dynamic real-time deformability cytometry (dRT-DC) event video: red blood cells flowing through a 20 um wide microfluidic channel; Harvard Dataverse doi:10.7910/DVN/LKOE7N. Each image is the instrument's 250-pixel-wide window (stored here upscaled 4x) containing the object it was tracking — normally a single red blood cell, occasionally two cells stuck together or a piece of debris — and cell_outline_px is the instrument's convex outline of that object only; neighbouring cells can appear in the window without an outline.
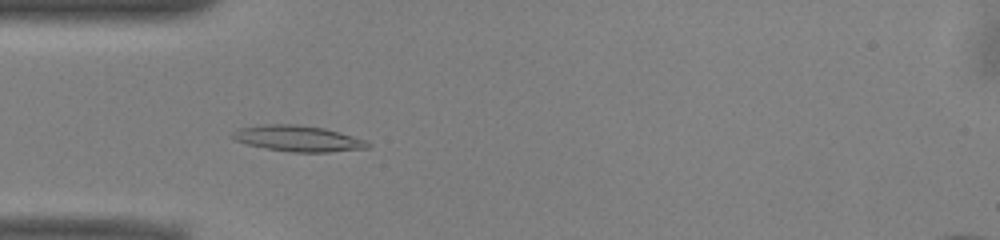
{"species": "common noctule bat (a hibernating species)", "species_latin": "Nyctalus noctula", "temperature_condition": "warm", "stored_images_in_passage": 50, "camera_frame_rate_fps": 3000, "um_per_image_px": 0.085, "animal": {"sex": "male", "body_mass_g": 13.0, "forearm_length_mm": 53.1}, "frame": {"image": 1, "passage_image": 14, "time_ms": 4.333, "image_size_px": [1000, 240], "cell_outline_px": [[372, 144], [368, 148], [328, 152], [292, 152], [264, 148], [232, 140], [228, 136], [236, 128], [260, 124], [296, 124], [324, 128], [340, 132], [364, 140]], "centroid_in_image_um": [25.24, 11.76], "position_along_channel_um": 59.8, "area_um2": 20.69}}
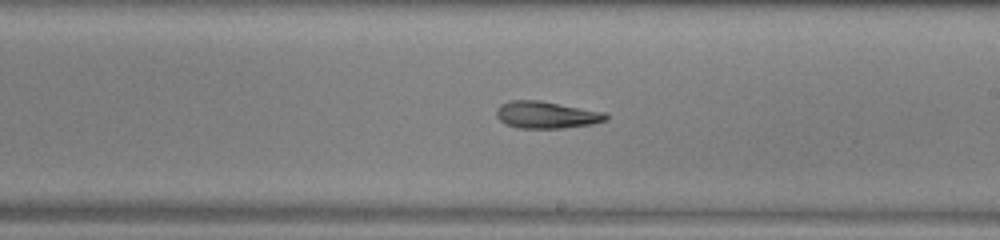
{"frame": {"image": 2, "passage_image": 28, "time_ms": 9.0, "image_size_px": [1000, 240], "cell_outline_px": [[608, 120], [592, 124], [560, 128], [520, 128], [504, 124], [496, 116], [496, 108], [500, 104], [512, 100], [540, 100], [608, 112]], "centroid_in_image_um": [46.46, 9.75], "position_along_channel_um": 242.5, "area_um2": 17.51}}
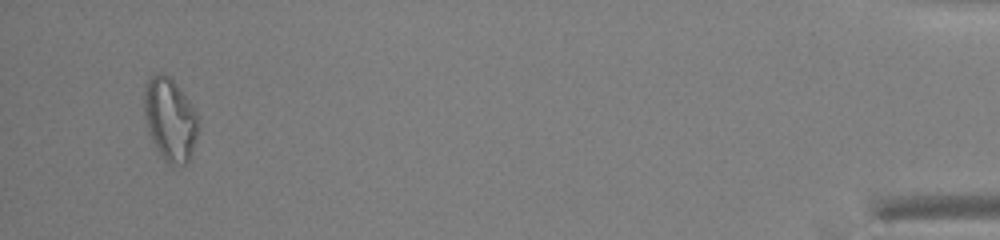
{"frame": {"image": 3, "passage_image": 48, "time_ms": 15.667, "image_size_px": [1000, 240], "cell_outline_px": [[200, 128], [192, 152], [188, 160], [184, 164], [172, 168], [164, 160], [156, 148], [152, 140], [144, 116], [144, 84], [148, 76], [156, 72], [164, 72], [176, 84], [188, 100], [196, 112], [200, 120]], "centroid_in_image_um": [14.45, 10.14], "position_along_channel_um": 420.7, "area_um2": 26.65}}